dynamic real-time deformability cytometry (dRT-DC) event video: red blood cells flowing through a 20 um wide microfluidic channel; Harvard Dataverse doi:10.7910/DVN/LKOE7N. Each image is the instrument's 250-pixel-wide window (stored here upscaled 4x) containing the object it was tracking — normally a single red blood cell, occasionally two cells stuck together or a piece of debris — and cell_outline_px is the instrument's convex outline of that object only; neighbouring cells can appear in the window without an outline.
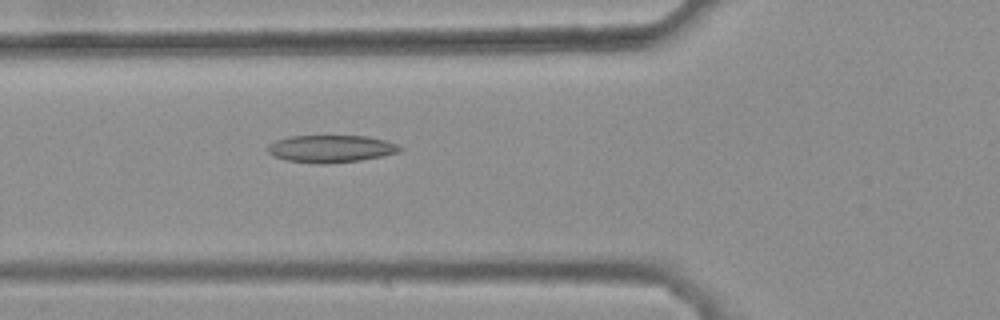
{"species": "common noctule bat (a hibernating species)", "species_latin": "Nyctalus noctula", "temperature_condition": "warm", "stored_images_in_passage": 34, "camera_frame_rate_fps": 3000, "um_per_image_px": 0.085, "animal": {"sex": "female", "body_mass_g": 25.1}, "frame": {"image": 1, "passage_image": 6, "time_ms": 1.667, "image_size_px": [1000, 320], "cell_outline_px": [[404, 148], [400, 152], [360, 160], [324, 164], [320, 164], [288, 160], [272, 156], [264, 148], [268, 144], [276, 140], [288, 136], [368, 136], [384, 140], [396, 144]], "centroid_in_image_um": [28.08, 12.64], "position_along_channel_um": 97.7, "area_um2": 21.1}}
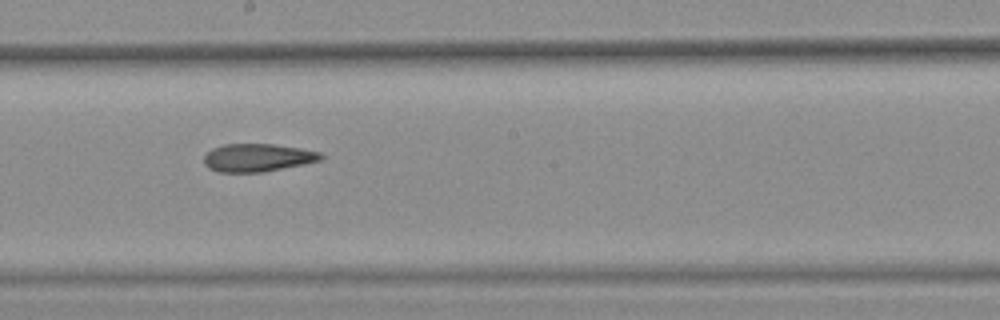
{"frame": {"image": 2, "passage_image": 16, "time_ms": 5.0, "image_size_px": [1000, 320], "cell_outline_px": [[324, 156], [320, 160], [304, 164], [264, 172], [220, 172], [208, 168], [204, 164], [204, 156], [212, 148], [224, 144], [272, 144], [300, 148], [320, 152]], "centroid_in_image_um": [21.88, 13.4], "position_along_channel_um": 226.3, "area_um2": 19.02}}
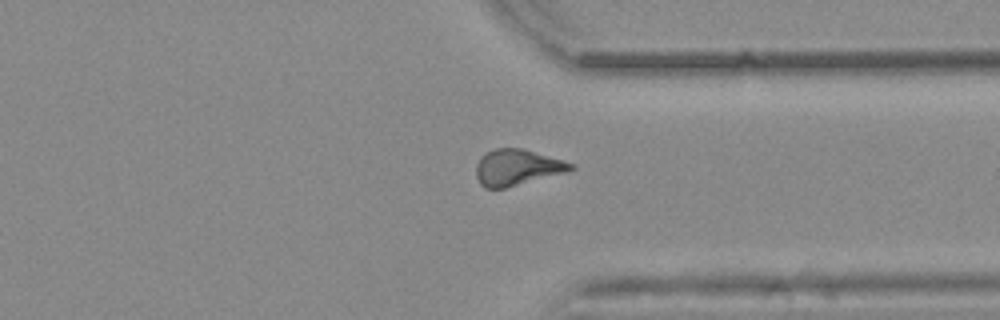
{"frame": {"image": 3, "passage_image": 27, "time_ms": 8.667, "image_size_px": [1000, 320], "cell_outline_px": [[576, 168], [568, 172], [504, 188], [484, 188], [480, 184], [476, 176], [476, 164], [480, 156], [484, 152], [496, 148], [524, 148], [564, 160], [576, 164]], "centroid_in_image_um": [43.97, 14.21], "position_along_channel_um": 367.4, "area_um2": 20.23}}